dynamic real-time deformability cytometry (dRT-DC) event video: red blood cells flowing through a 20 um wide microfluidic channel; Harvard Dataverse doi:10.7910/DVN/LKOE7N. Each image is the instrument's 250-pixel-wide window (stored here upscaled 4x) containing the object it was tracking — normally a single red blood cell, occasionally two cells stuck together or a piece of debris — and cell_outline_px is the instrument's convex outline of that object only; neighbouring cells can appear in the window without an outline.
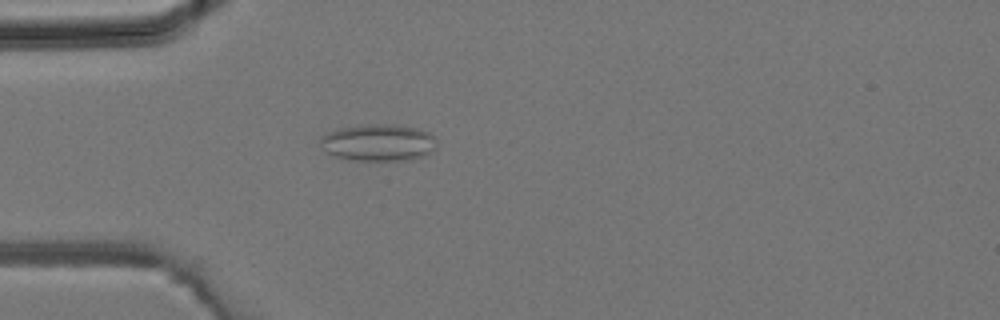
{"species": "common noctule bat (a hibernating species)", "species_latin": "Nyctalus noctula", "temperature_condition": "room temperature", "stored_images_in_passage": 1, "camera_frame_rate_fps": 3000, "um_per_image_px": 0.085, "animal": {"sex": "male", "body_mass_g": 19.2, "forearm_length_mm": 51.8}, "frame": {"image": 1, "passage_image": 1, "time_ms": 0.0, "image_size_px": [1000, 320], "cell_outline_px": [[436, 148], [432, 152], [424, 156], [412, 160], [356, 160], [336, 156], [328, 152], [320, 144], [320, 136], [328, 132], [340, 128], [372, 124], [388, 124], [416, 128], [428, 132], [436, 136]], "centroid_in_image_um": [32.21, 12.12], "position_along_channel_um": 52.8, "area_um2": 24.97}}